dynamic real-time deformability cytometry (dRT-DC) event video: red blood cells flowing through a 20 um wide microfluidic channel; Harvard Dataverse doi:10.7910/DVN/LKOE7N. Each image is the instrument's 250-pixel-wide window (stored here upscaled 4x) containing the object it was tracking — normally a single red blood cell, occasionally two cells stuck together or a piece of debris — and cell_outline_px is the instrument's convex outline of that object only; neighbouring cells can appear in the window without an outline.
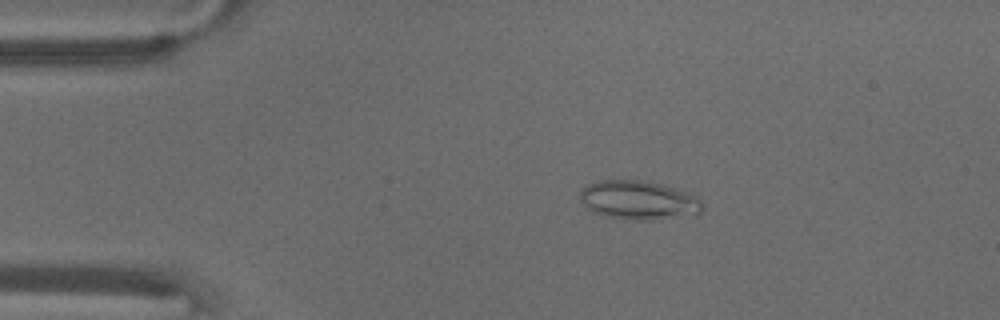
{"species": "common noctule bat (a hibernating species)", "species_latin": "Nyctalus noctula", "temperature_condition": "warm", "stored_images_in_passage": 54, "camera_frame_rate_fps": 3000, "um_per_image_px": 0.085, "animal": {"sex": "male", "body_mass_g": 18.8}, "frame": {"image": 1, "passage_image": 10, "time_ms": 3.0, "image_size_px": [1000, 320], "cell_outline_px": [[704, 208], [700, 212], [652, 220], [632, 220], [604, 216], [592, 212], [580, 200], [580, 192], [588, 184], [600, 180], [644, 180], [660, 184], [696, 196], [704, 204]], "centroid_in_image_um": [54.23, 17.01], "position_along_channel_um": 30.8, "area_um2": 27.4}}
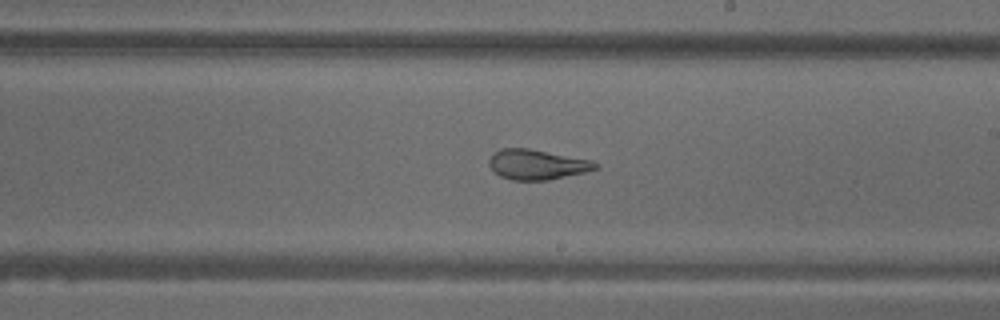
{"frame": {"image": 2, "passage_image": 31, "time_ms": 10.0, "image_size_px": [1000, 320], "cell_outline_px": [[600, 168], [584, 172], [548, 180], [512, 180], [500, 176], [488, 164], [488, 160], [492, 152], [500, 148], [528, 148], [592, 160], [600, 164]], "centroid_in_image_um": [45.64, 13.97], "position_along_channel_um": 243.4, "area_um2": 18.73}}
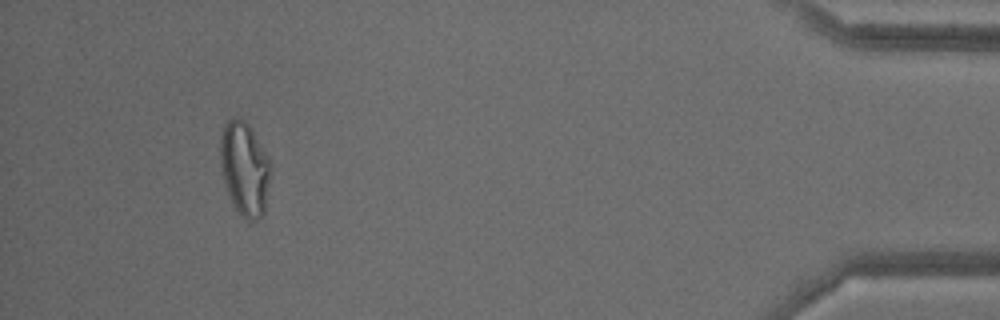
{"frame": {"image": 3, "passage_image": 50, "time_ms": 16.333, "image_size_px": [1000, 320], "cell_outline_px": [[272, 164], [264, 212], [256, 220], [248, 220], [240, 216], [232, 208], [224, 180], [220, 164], [220, 136], [224, 124], [232, 116], [236, 116], [244, 120], [252, 128], [268, 156]], "centroid_in_image_um": [20.78, 14.32], "position_along_channel_um": 414.4, "area_um2": 28.03}, "authors_computed_cell_mechanics": {"area_um2": 24.565, "velocity_mm_per_s": 3.723, "shape_relaxation_time_tau1_ms": null, "shape_relaxation_time_tau2_ms": 1.6434, "deformation_change_tau1": null, "deformation_change_tau2": 0.0957}}